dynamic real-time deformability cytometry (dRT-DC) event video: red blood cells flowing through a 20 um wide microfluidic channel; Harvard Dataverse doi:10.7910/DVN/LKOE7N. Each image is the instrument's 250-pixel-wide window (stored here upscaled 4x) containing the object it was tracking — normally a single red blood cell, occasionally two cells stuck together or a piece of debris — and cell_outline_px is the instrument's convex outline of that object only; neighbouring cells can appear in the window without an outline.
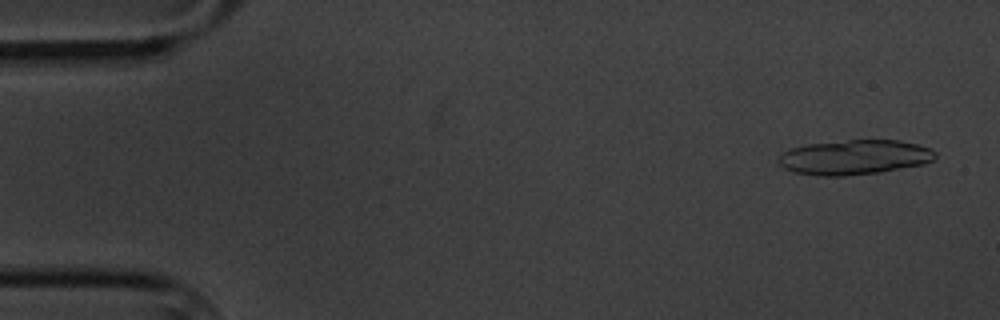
{"species": "common noctule bat (a hibernating species)", "species_latin": "Nyctalus noctula", "temperature_condition": "cold", "stored_images_in_passage": 6, "camera_frame_rate_fps": 3000, "um_per_image_px": 0.085, "animal": {"sex": "male", "body_mass_g": 20.1, "forearm_length_mm": 53.5}, "frame": {"image": 1, "passage_image": 1, "time_ms": 0.0, "image_size_px": [1000, 320], "cell_outline_px": [[936, 156], [932, 160], [924, 164], [876, 172], [844, 176], [816, 176], [796, 172], [784, 168], [780, 164], [780, 156], [784, 152], [792, 148], [808, 144], [848, 140], [900, 140], [932, 148], [936, 152]], "centroid_in_image_um": [72.66, 13.36], "position_along_channel_um": 12.3, "area_um2": 31.44}}